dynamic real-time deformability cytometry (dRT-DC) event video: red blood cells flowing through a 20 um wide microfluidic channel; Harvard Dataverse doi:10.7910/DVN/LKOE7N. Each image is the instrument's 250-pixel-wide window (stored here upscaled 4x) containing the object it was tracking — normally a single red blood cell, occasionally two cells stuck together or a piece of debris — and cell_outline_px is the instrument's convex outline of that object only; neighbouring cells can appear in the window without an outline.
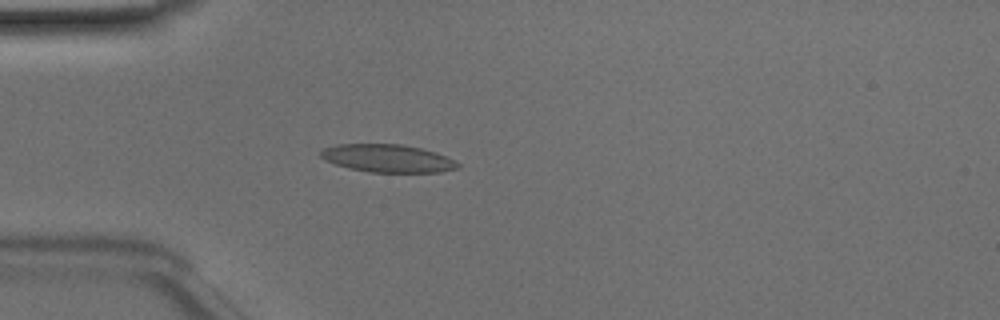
{"species": "Egyptian fruit bat (a non-hibernating species)", "species_latin": "Rousettus aegyptiacus", "temperature_condition": "room temperature", "stored_images_in_passage": 8, "camera_frame_rate_fps": 3000, "um_per_image_px": 0.085, "animal": {"sex": "male"}, "frame": {"image": 1, "passage_image": 4, "time_ms": 1.0, "image_size_px": [1000, 320], "cell_outline_px": [[460, 164], [456, 168], [440, 172], [368, 172], [348, 168], [324, 160], [320, 156], [320, 152], [324, 148], [336, 144], [400, 144], [420, 148], [436, 152], [456, 160]], "centroid_in_image_um": [32.94, 13.46], "position_along_channel_um": 52.1, "area_um2": 22.25}}